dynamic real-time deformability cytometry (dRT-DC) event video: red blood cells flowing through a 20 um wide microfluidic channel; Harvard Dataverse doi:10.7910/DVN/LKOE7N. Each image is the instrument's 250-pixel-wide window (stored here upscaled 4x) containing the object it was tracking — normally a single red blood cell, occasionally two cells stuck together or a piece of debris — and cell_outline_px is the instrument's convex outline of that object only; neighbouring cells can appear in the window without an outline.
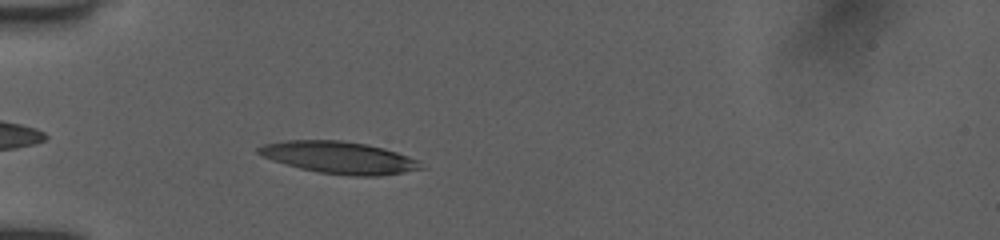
{"species": "human", "species_latin": "Homo sapiens", "temperature_condition": "room temperature", "stored_images_in_passage": 5, "camera_frame_rate_fps": 3000, "um_per_image_px": 0.085, "donor": {"sex": "female"}, "frame": {"image": 1, "passage_image": 2, "time_ms": 0.333, "image_size_px": [1000, 240], "cell_outline_px": [[424, 168], [404, 172], [380, 176], [352, 176], [320, 172], [300, 168], [272, 160], [256, 152], [256, 148], [264, 144], [284, 140], [344, 140], [368, 144], [384, 148], [420, 160]], "centroid_in_image_um": [28.85, 13.38], "position_along_channel_um": 56.2, "area_um2": 30.4}}
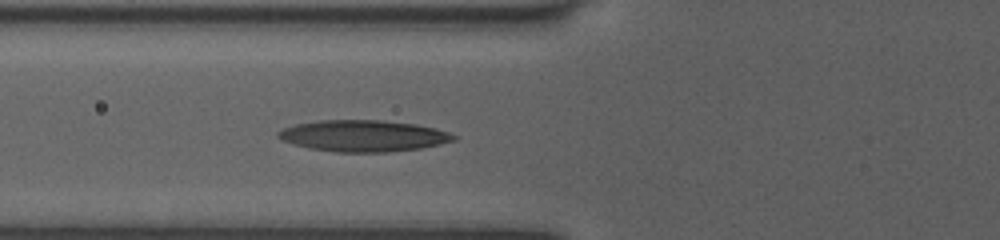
{"frame": {"image": 2, "passage_image": 5, "time_ms": 1.667, "image_size_px": [1000, 240], "cell_outline_px": [[460, 136], [456, 140], [440, 144], [420, 148], [384, 152], [336, 152], [308, 148], [280, 140], [276, 136], [276, 132], [284, 128], [296, 124], [320, 120], [380, 120], [416, 124], [436, 128]], "centroid_in_image_um": [30.89, 11.54], "position_along_channel_um": 94.9, "area_um2": 32.25}}